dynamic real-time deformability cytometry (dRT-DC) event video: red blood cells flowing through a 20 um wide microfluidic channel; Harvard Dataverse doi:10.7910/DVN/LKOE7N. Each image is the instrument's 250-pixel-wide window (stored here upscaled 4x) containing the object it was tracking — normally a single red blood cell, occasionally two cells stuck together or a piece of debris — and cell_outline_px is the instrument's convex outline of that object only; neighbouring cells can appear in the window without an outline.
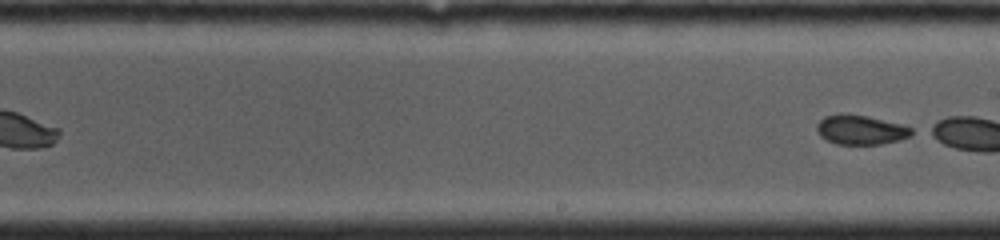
{"species": "common noctule bat (a hibernating species)", "species_latin": "Nyctalus noctula", "temperature_condition": "cold", "stored_images_in_passage": 15, "segment_of_instrument_passage": [2, 2], "camera_frame_rate_fps": 4000, "um_per_image_px": 0.085, "animal": {"sex": "female", "body_mass_g": 19.0, "forearm_length_mm": 53.3}, "frame": {"image": 1, "passage_image": 15, "time_ms": 8.75, "image_size_px": [1000, 240], "cell_outline_px": [[916, 132], [900, 140], [880, 144], [836, 144], [820, 136], [816, 132], [816, 124], [824, 116], [840, 112], [868, 116], [900, 124], [912, 128]], "centroid_in_image_um": [73.12, 11.02], "position_along_channel_um": 215.9, "area_um2": 16.47}}